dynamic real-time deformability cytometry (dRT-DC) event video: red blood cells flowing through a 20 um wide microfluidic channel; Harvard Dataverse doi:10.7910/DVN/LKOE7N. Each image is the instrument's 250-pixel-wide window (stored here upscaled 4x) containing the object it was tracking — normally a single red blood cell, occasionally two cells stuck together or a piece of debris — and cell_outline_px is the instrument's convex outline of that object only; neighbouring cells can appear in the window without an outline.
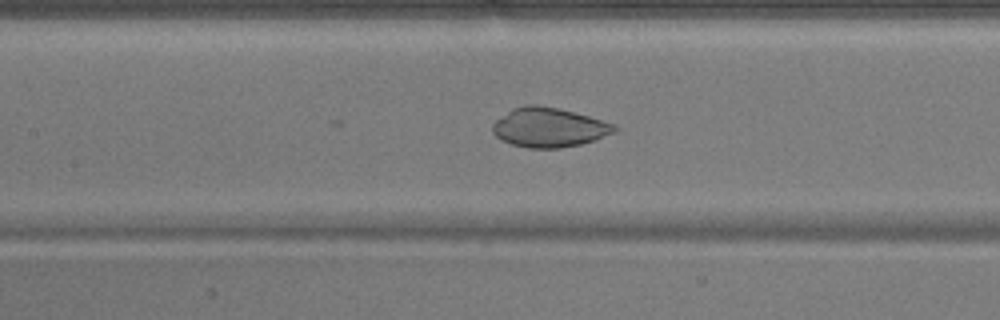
{"species": "common noctule bat (a hibernating species)", "species_latin": "Nyctalus noctula", "temperature_condition": "warm", "stored_images_in_passage": 27, "camera_frame_rate_fps": 3000, "um_per_image_px": 0.085, "animal": {"sex": "male", "body_mass_g": 17.9}, "frame": {"image": 1, "passage_image": 8, "time_ms": 2.333, "image_size_px": [1000, 320], "cell_outline_px": [[620, 128], [616, 132], [580, 144], [560, 148], [528, 148], [512, 144], [500, 140], [492, 132], [492, 124], [496, 120], [512, 108], [524, 104], [536, 104], [560, 108], [588, 116], [612, 124]], "centroid_in_image_um": [46.62, 10.82], "position_along_channel_um": 160.8, "area_um2": 27.98}}
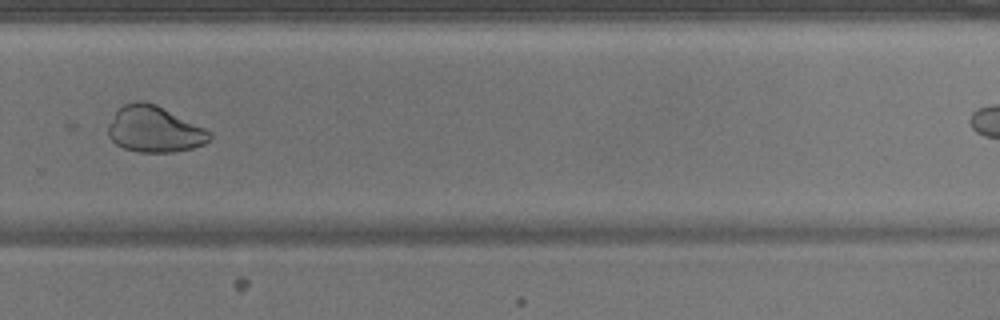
{"frame": {"image": 2, "passage_image": 20, "time_ms": 6.333, "image_size_px": [1000, 320], "cell_outline_px": [[212, 136], [204, 144], [192, 148], [176, 152], [140, 152], [124, 148], [116, 144], [108, 136], [108, 124], [116, 112], [124, 104], [136, 100], [144, 100], [156, 104], [212, 132]], "centroid_in_image_um": [13.11, 10.98], "position_along_channel_um": 316.7, "area_um2": 27.22}}